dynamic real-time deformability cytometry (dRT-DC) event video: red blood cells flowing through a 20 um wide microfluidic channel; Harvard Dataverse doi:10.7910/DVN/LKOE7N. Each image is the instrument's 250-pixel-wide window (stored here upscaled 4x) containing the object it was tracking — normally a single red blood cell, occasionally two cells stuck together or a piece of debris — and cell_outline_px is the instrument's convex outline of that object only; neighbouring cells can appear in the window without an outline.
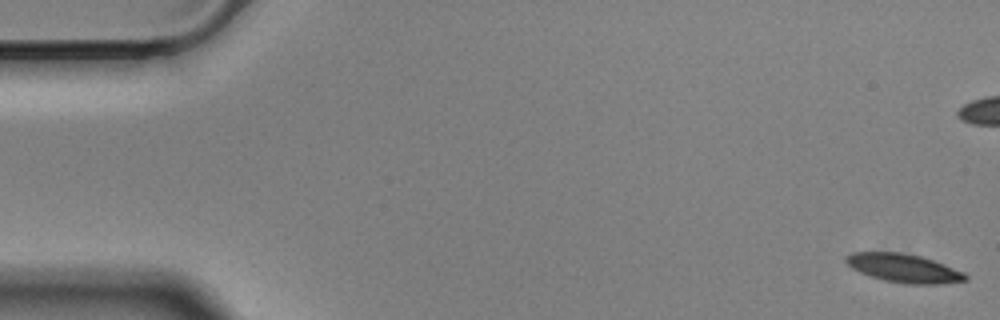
{"species": "Egyptian fruit bat (a non-hibernating species)", "species_latin": "Rousettus aegyptiacus", "temperature_condition": "cold", "stored_images_in_passage": 58, "camera_frame_rate_fps": 3000, "um_per_image_px": 0.085, "animal": {"sex": "male"}, "frame": {"image": 1, "passage_image": 1, "time_ms": 0.0, "image_size_px": [1000, 320], "cell_outline_px": [[968, 280], [940, 284], [904, 284], [884, 280], [860, 272], [852, 268], [844, 260], [844, 256], [852, 252], [900, 252], [920, 256], [944, 264], [964, 272], [968, 276]], "centroid_in_image_um": [76.82, 22.79], "position_along_channel_um": 8.2, "area_um2": 19.88}}
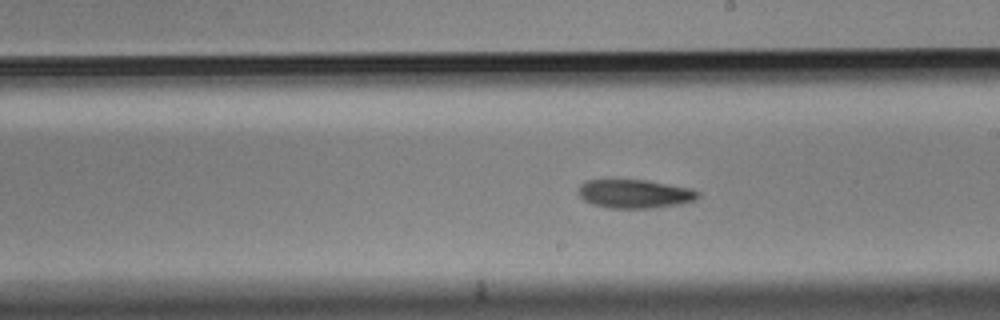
{"frame": {"image": 2, "passage_image": 32, "time_ms": 10.333, "image_size_px": [1000, 320], "cell_outline_px": [[700, 196], [696, 200], [680, 204], [652, 208], [608, 208], [592, 204], [584, 200], [580, 196], [580, 184], [584, 180], [648, 180], [692, 188], [700, 192]], "centroid_in_image_um": [54.0, 16.47], "position_along_channel_um": 235.0, "area_um2": 20.11}}
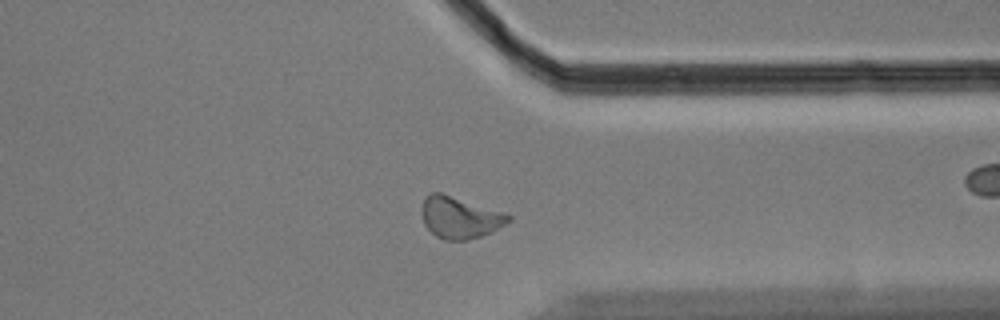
{"frame": {"image": 3, "passage_image": 44, "time_ms": 14.333, "image_size_px": [1000, 320], "cell_outline_px": [[512, 220], [492, 232], [468, 240], [444, 240], [436, 236], [424, 224], [420, 212], [420, 208], [424, 196], [432, 192], [440, 192], [508, 212], [512, 216]], "centroid_in_image_um": [39.1, 18.46], "position_along_channel_um": 372.3, "area_um2": 21.62}, "authors_computed_cell_mechanics": {"area_um2": 20.7791, "velocity_mm_per_s": 3.4975, "shape_relaxation_time_tau1_ms": null, "shape_relaxation_time_tau2_ms": 5.3332, "deformation_change_tau1": null, "deformation_change_tau2": 0.1251}}